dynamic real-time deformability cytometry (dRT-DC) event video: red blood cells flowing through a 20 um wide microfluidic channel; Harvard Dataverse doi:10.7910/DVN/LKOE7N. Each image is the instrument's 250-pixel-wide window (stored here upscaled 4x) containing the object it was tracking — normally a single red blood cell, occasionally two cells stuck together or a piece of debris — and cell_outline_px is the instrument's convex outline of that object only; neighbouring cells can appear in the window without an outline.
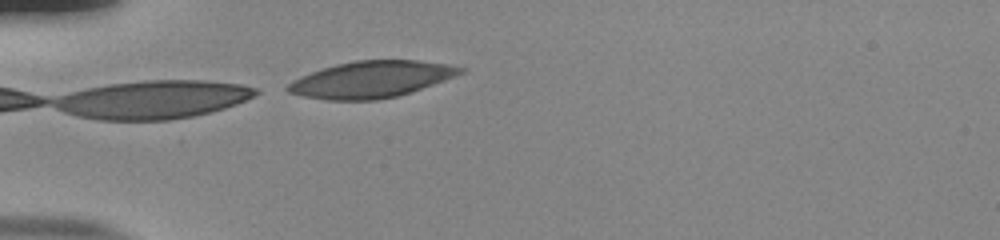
{"species": "human", "species_latin": "Homo sapiens", "temperature_condition": "room temperature", "stored_images_in_passage": 32, "camera_frame_rate_fps": 3000, "um_per_image_px": 0.085, "donor": {"sex": "male"}, "frame": {"image": 1, "passage_image": 1, "time_ms": 0.0, "image_size_px": [1000, 240], "cell_outline_px": [[464, 72], [420, 88], [396, 96], [376, 100], [328, 100], [304, 96], [288, 92], [284, 88], [292, 80], [312, 72], [336, 64], [356, 60], [416, 60], [444, 64], [464, 68]], "centroid_in_image_um": [31.48, 6.75], "position_along_channel_um": 53.5, "area_um2": 36.01}}
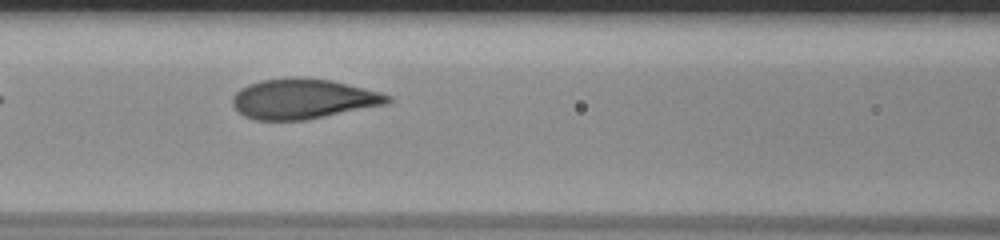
{"frame": {"image": 2, "passage_image": 9, "time_ms": 2.667, "image_size_px": [1000, 240], "cell_outline_px": [[392, 100], [388, 104], [304, 120], [256, 120], [244, 116], [232, 104], [232, 100], [236, 92], [240, 88], [248, 84], [260, 80], [292, 76], [296, 76], [332, 80], [380, 92], [392, 96]], "centroid_in_image_um": [25.77, 8.39], "position_along_channel_um": 140.8, "area_um2": 36.36}}
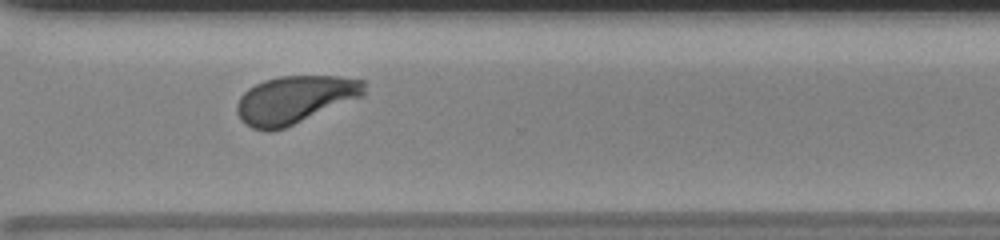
{"frame": {"image": 3, "passage_image": 25, "time_ms": 8.0, "image_size_px": [1000, 240], "cell_outline_px": [[364, 96], [284, 128], [272, 132], [268, 132], [252, 128], [244, 124], [240, 120], [236, 112], [236, 104], [240, 96], [248, 88], [264, 80], [280, 76], [336, 76], [364, 80]], "centroid_in_image_um": [25.02, 8.48], "position_along_channel_um": 345.6, "area_um2": 35.55}, "authors_computed_cell_mechanics": {"area_um2": 35.6915, "velocity_mm_per_s": 3.8432, "shape_relaxation_time_tau1_ms": 2.7188, "shape_relaxation_time_tau2_ms": null, "deformation_change_tau1": 0.133, "deformation_change_tau2": null}}